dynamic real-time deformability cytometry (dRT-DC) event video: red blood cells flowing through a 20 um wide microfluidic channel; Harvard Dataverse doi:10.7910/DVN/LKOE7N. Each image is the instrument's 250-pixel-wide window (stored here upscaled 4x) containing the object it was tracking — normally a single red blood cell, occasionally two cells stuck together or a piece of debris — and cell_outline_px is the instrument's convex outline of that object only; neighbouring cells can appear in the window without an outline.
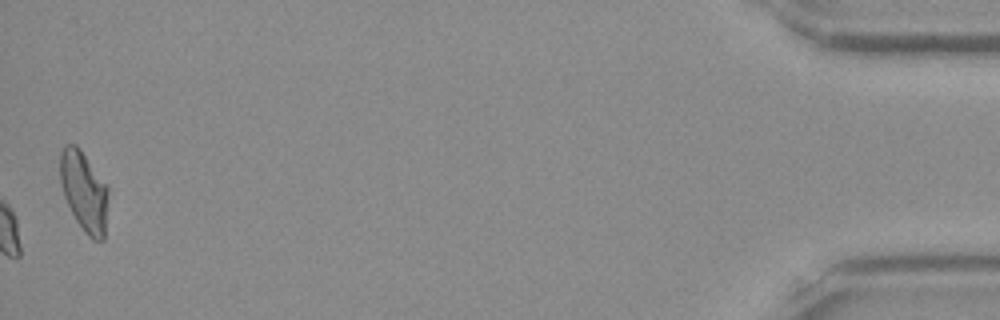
{"species": "Egyptian fruit bat (a non-hibernating species)", "species_latin": "Rousettus aegyptiacus", "temperature_condition": "room temperature", "stored_images_in_passage": 36, "camera_frame_rate_fps": 3000, "um_per_image_px": 0.085, "frame": {"image": 1, "passage_image": 36, "time_ms": 11.667, "image_size_px": [1000, 320], "cell_outline_px": [[108, 192], [104, 240], [92, 240], [84, 232], [76, 220], [64, 196], [60, 184], [60, 152], [64, 144], [76, 144], [80, 148], [108, 184]], "centroid_in_image_um": [7.15, 16.23], "position_along_channel_um": 428.1, "area_um2": 22.72}}